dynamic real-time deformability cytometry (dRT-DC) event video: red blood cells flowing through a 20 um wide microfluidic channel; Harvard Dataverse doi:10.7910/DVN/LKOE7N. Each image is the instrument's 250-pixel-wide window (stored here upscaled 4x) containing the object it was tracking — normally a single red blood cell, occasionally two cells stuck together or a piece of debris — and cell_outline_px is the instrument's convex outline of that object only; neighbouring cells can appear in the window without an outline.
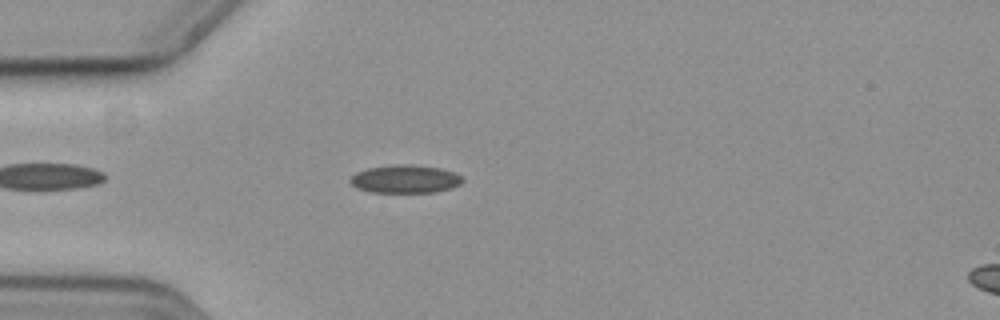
{"species": "common noctule bat (a hibernating species)", "species_latin": "Nyctalus noctula", "temperature_condition": "cold", "stored_images_in_passage": 46, "camera_frame_rate_fps": 3000, "um_per_image_px": 0.085, "animal": {"sex": "female", "body_mass_g": 19.3, "forearm_length_mm": 54.1}, "frame": {"image": 1, "passage_image": 6, "time_ms": 1.667, "image_size_px": [1000, 320], "cell_outline_px": [[464, 180], [460, 184], [452, 188], [436, 192], [372, 192], [356, 188], [348, 180], [356, 172], [368, 168], [392, 164], [412, 164], [440, 168], [452, 172], [460, 176]], "centroid_in_image_um": [34.42, 15.21], "position_along_channel_um": 50.6, "area_um2": 18.44}}
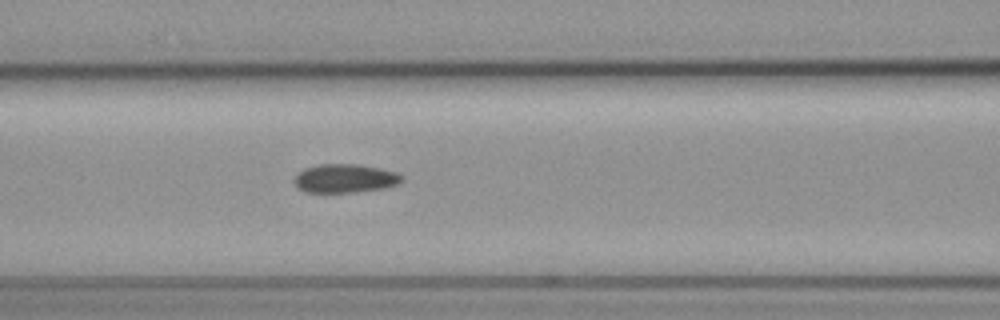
{"frame": {"image": 2, "passage_image": 14, "time_ms": 4.333, "image_size_px": [1000, 320], "cell_outline_px": [[404, 180], [396, 184], [384, 188], [352, 192], [304, 192], [296, 188], [292, 180], [304, 168], [320, 164], [356, 164], [380, 168], [396, 172], [404, 176]], "centroid_in_image_um": [29.3, 15.16], "position_along_channel_um": 137.3, "area_um2": 18.03}}
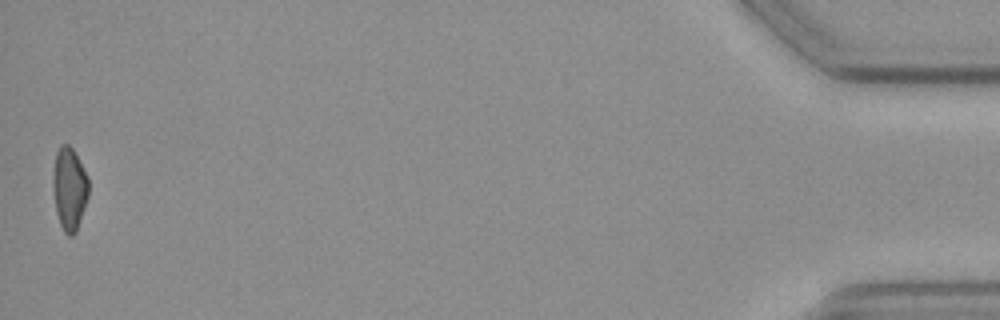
{"frame": {"image": 3, "passage_image": 46, "time_ms": 15.0, "image_size_px": [1000, 320], "cell_outline_px": [[88, 196], [76, 232], [72, 236], [68, 236], [64, 232], [60, 224], [56, 212], [52, 188], [52, 180], [56, 152], [60, 144], [68, 144], [72, 148], [88, 176]], "centroid_in_image_um": [5.88, 16.04], "position_along_channel_um": 429.3, "area_um2": 17.22}, "authors_computed_cell_mechanics": {"area_um2": 18.1492, "velocity_mm_per_s": 3.6838, "shape_relaxation_time_tau1_ms": null, "shape_relaxation_time_tau2_ms": 5.1246, "deformation_change_tau1": null, "deformation_change_tau2": 0.0954}}